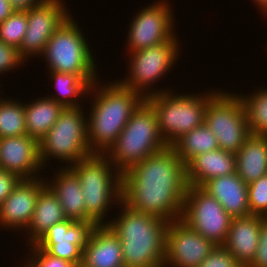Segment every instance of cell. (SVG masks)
Wrapping results in <instances>:
<instances>
[{"instance_id":"6da1fadb","label":"cell","mask_w":267,"mask_h":267,"mask_svg":"<svg viewBox=\"0 0 267 267\" xmlns=\"http://www.w3.org/2000/svg\"><path fill=\"white\" fill-rule=\"evenodd\" d=\"M188 187L186 165L166 147L122 174V201L134 210L172 222L181 219Z\"/></svg>"},{"instance_id":"7a4b0ae2","label":"cell","mask_w":267,"mask_h":267,"mask_svg":"<svg viewBox=\"0 0 267 267\" xmlns=\"http://www.w3.org/2000/svg\"><path fill=\"white\" fill-rule=\"evenodd\" d=\"M94 82L87 110L88 144L92 154H105L118 138L134 110L144 98L117 80ZM93 100V101H92ZM90 111V112H89Z\"/></svg>"},{"instance_id":"3957f363","label":"cell","mask_w":267,"mask_h":267,"mask_svg":"<svg viewBox=\"0 0 267 267\" xmlns=\"http://www.w3.org/2000/svg\"><path fill=\"white\" fill-rule=\"evenodd\" d=\"M116 209L120 213L108 219L107 226L121 241L124 267H163L169 222L134 210L122 200Z\"/></svg>"},{"instance_id":"277c9868","label":"cell","mask_w":267,"mask_h":267,"mask_svg":"<svg viewBox=\"0 0 267 267\" xmlns=\"http://www.w3.org/2000/svg\"><path fill=\"white\" fill-rule=\"evenodd\" d=\"M69 168L83 190L86 222L107 225L109 209L122 200V174L104 154H92Z\"/></svg>"},{"instance_id":"5b68a950","label":"cell","mask_w":267,"mask_h":267,"mask_svg":"<svg viewBox=\"0 0 267 267\" xmlns=\"http://www.w3.org/2000/svg\"><path fill=\"white\" fill-rule=\"evenodd\" d=\"M166 147L168 146L158 128L156 111L144 99L104 155L123 174L134 164L142 162L148 156L154 155Z\"/></svg>"},{"instance_id":"8992f818","label":"cell","mask_w":267,"mask_h":267,"mask_svg":"<svg viewBox=\"0 0 267 267\" xmlns=\"http://www.w3.org/2000/svg\"><path fill=\"white\" fill-rule=\"evenodd\" d=\"M80 28L71 14L50 37L40 57L48 71L76 74L91 86L99 78L97 58Z\"/></svg>"},{"instance_id":"52a82bcc","label":"cell","mask_w":267,"mask_h":267,"mask_svg":"<svg viewBox=\"0 0 267 267\" xmlns=\"http://www.w3.org/2000/svg\"><path fill=\"white\" fill-rule=\"evenodd\" d=\"M211 90L183 95L169 90L146 98L156 111L158 128L167 146L204 123L208 102L221 88Z\"/></svg>"},{"instance_id":"ba28073f","label":"cell","mask_w":267,"mask_h":267,"mask_svg":"<svg viewBox=\"0 0 267 267\" xmlns=\"http://www.w3.org/2000/svg\"><path fill=\"white\" fill-rule=\"evenodd\" d=\"M83 105L64 108L53 127L39 141V157L44 170L52 158L67 164L60 167L68 168L92 155Z\"/></svg>"},{"instance_id":"9c48e42d","label":"cell","mask_w":267,"mask_h":267,"mask_svg":"<svg viewBox=\"0 0 267 267\" xmlns=\"http://www.w3.org/2000/svg\"><path fill=\"white\" fill-rule=\"evenodd\" d=\"M180 41H166L160 44L127 53L128 70L123 79L117 81L126 88L132 89L144 99L151 95L171 90L155 88L159 80L173 69L181 56ZM158 81V82H157ZM154 88V89H153Z\"/></svg>"},{"instance_id":"30bf717a","label":"cell","mask_w":267,"mask_h":267,"mask_svg":"<svg viewBox=\"0 0 267 267\" xmlns=\"http://www.w3.org/2000/svg\"><path fill=\"white\" fill-rule=\"evenodd\" d=\"M204 124L216 136L219 148L233 154L251 135L242 100L223 89L208 102Z\"/></svg>"},{"instance_id":"8fae6325","label":"cell","mask_w":267,"mask_h":267,"mask_svg":"<svg viewBox=\"0 0 267 267\" xmlns=\"http://www.w3.org/2000/svg\"><path fill=\"white\" fill-rule=\"evenodd\" d=\"M232 217L201 186L188 185L181 220L216 246H224Z\"/></svg>"},{"instance_id":"7c38bea8","label":"cell","mask_w":267,"mask_h":267,"mask_svg":"<svg viewBox=\"0 0 267 267\" xmlns=\"http://www.w3.org/2000/svg\"><path fill=\"white\" fill-rule=\"evenodd\" d=\"M174 11L169 0L153 1L140 8L130 22L125 52H135L166 41H179L174 29Z\"/></svg>"},{"instance_id":"4fadbf2b","label":"cell","mask_w":267,"mask_h":267,"mask_svg":"<svg viewBox=\"0 0 267 267\" xmlns=\"http://www.w3.org/2000/svg\"><path fill=\"white\" fill-rule=\"evenodd\" d=\"M64 4V0H47L26 11L27 30L18 49L26 63L29 58H40L50 37L70 16Z\"/></svg>"},{"instance_id":"5bb4252c","label":"cell","mask_w":267,"mask_h":267,"mask_svg":"<svg viewBox=\"0 0 267 267\" xmlns=\"http://www.w3.org/2000/svg\"><path fill=\"white\" fill-rule=\"evenodd\" d=\"M96 226L94 222L67 219L49 228L34 246L80 267L83 249Z\"/></svg>"},{"instance_id":"9a60e30c","label":"cell","mask_w":267,"mask_h":267,"mask_svg":"<svg viewBox=\"0 0 267 267\" xmlns=\"http://www.w3.org/2000/svg\"><path fill=\"white\" fill-rule=\"evenodd\" d=\"M215 246L181 219L169 222L163 267H198Z\"/></svg>"},{"instance_id":"2e32d148","label":"cell","mask_w":267,"mask_h":267,"mask_svg":"<svg viewBox=\"0 0 267 267\" xmlns=\"http://www.w3.org/2000/svg\"><path fill=\"white\" fill-rule=\"evenodd\" d=\"M45 187L42 176L22 179L0 205L1 229L24 233L32 220L38 195Z\"/></svg>"},{"instance_id":"e0dca14e","label":"cell","mask_w":267,"mask_h":267,"mask_svg":"<svg viewBox=\"0 0 267 267\" xmlns=\"http://www.w3.org/2000/svg\"><path fill=\"white\" fill-rule=\"evenodd\" d=\"M0 169L14 173L21 179L44 176L40 175L45 170L40 162L39 142L27 134L0 138Z\"/></svg>"},{"instance_id":"ac0fdd59","label":"cell","mask_w":267,"mask_h":267,"mask_svg":"<svg viewBox=\"0 0 267 267\" xmlns=\"http://www.w3.org/2000/svg\"><path fill=\"white\" fill-rule=\"evenodd\" d=\"M266 217L250 214L233 218L224 247L242 267H248L257 251L260 228Z\"/></svg>"},{"instance_id":"d6986e66","label":"cell","mask_w":267,"mask_h":267,"mask_svg":"<svg viewBox=\"0 0 267 267\" xmlns=\"http://www.w3.org/2000/svg\"><path fill=\"white\" fill-rule=\"evenodd\" d=\"M232 218L250 215L248 184L237 173L212 178L201 186Z\"/></svg>"},{"instance_id":"ffe728a7","label":"cell","mask_w":267,"mask_h":267,"mask_svg":"<svg viewBox=\"0 0 267 267\" xmlns=\"http://www.w3.org/2000/svg\"><path fill=\"white\" fill-rule=\"evenodd\" d=\"M55 170L57 172L51 175V179L50 176L44 178L46 186L58 198L67 219L86 222L83 190L77 175L69 167Z\"/></svg>"},{"instance_id":"44dd1931","label":"cell","mask_w":267,"mask_h":267,"mask_svg":"<svg viewBox=\"0 0 267 267\" xmlns=\"http://www.w3.org/2000/svg\"><path fill=\"white\" fill-rule=\"evenodd\" d=\"M80 267H124L121 241L107 225L92 231Z\"/></svg>"},{"instance_id":"7402d4cb","label":"cell","mask_w":267,"mask_h":267,"mask_svg":"<svg viewBox=\"0 0 267 267\" xmlns=\"http://www.w3.org/2000/svg\"><path fill=\"white\" fill-rule=\"evenodd\" d=\"M236 173V154L217 149L200 154L186 165L188 185L202 186L208 180Z\"/></svg>"},{"instance_id":"603a6c76","label":"cell","mask_w":267,"mask_h":267,"mask_svg":"<svg viewBox=\"0 0 267 267\" xmlns=\"http://www.w3.org/2000/svg\"><path fill=\"white\" fill-rule=\"evenodd\" d=\"M67 220L58 198L46 186L38 195L32 220L24 231L26 248L34 245L54 224ZM28 239V240H27Z\"/></svg>"},{"instance_id":"cb8c5ba5","label":"cell","mask_w":267,"mask_h":267,"mask_svg":"<svg viewBox=\"0 0 267 267\" xmlns=\"http://www.w3.org/2000/svg\"><path fill=\"white\" fill-rule=\"evenodd\" d=\"M236 173L246 184L267 174V135L246 139L236 153Z\"/></svg>"},{"instance_id":"d4e9b609","label":"cell","mask_w":267,"mask_h":267,"mask_svg":"<svg viewBox=\"0 0 267 267\" xmlns=\"http://www.w3.org/2000/svg\"><path fill=\"white\" fill-rule=\"evenodd\" d=\"M38 97L24 102V113L27 135L39 142L56 123L64 107L47 96Z\"/></svg>"},{"instance_id":"484cf974","label":"cell","mask_w":267,"mask_h":267,"mask_svg":"<svg viewBox=\"0 0 267 267\" xmlns=\"http://www.w3.org/2000/svg\"><path fill=\"white\" fill-rule=\"evenodd\" d=\"M170 147L185 165L200 154L219 149L216 136L204 123L181 136Z\"/></svg>"},{"instance_id":"4316f807","label":"cell","mask_w":267,"mask_h":267,"mask_svg":"<svg viewBox=\"0 0 267 267\" xmlns=\"http://www.w3.org/2000/svg\"><path fill=\"white\" fill-rule=\"evenodd\" d=\"M48 72V77L50 76L49 79L53 82L55 94H48L47 97L61 104L64 108L81 106V98L84 99L88 96L90 85L76 74Z\"/></svg>"},{"instance_id":"83f0119b","label":"cell","mask_w":267,"mask_h":267,"mask_svg":"<svg viewBox=\"0 0 267 267\" xmlns=\"http://www.w3.org/2000/svg\"><path fill=\"white\" fill-rule=\"evenodd\" d=\"M247 94L237 95L246 109L250 133L253 135H267V86L259 87L254 92L249 91Z\"/></svg>"},{"instance_id":"f1b7e54d","label":"cell","mask_w":267,"mask_h":267,"mask_svg":"<svg viewBox=\"0 0 267 267\" xmlns=\"http://www.w3.org/2000/svg\"><path fill=\"white\" fill-rule=\"evenodd\" d=\"M0 94V138L26 135L24 101Z\"/></svg>"},{"instance_id":"f546056e","label":"cell","mask_w":267,"mask_h":267,"mask_svg":"<svg viewBox=\"0 0 267 267\" xmlns=\"http://www.w3.org/2000/svg\"><path fill=\"white\" fill-rule=\"evenodd\" d=\"M27 24L26 11H15L4 22L0 23V40L19 49L27 30Z\"/></svg>"},{"instance_id":"4dcf8cb0","label":"cell","mask_w":267,"mask_h":267,"mask_svg":"<svg viewBox=\"0 0 267 267\" xmlns=\"http://www.w3.org/2000/svg\"><path fill=\"white\" fill-rule=\"evenodd\" d=\"M250 214L267 217V174L248 184Z\"/></svg>"},{"instance_id":"1f68e13d","label":"cell","mask_w":267,"mask_h":267,"mask_svg":"<svg viewBox=\"0 0 267 267\" xmlns=\"http://www.w3.org/2000/svg\"><path fill=\"white\" fill-rule=\"evenodd\" d=\"M28 248L30 255L26 254V257L22 258L24 259L22 267H74L68 261L54 257L34 245H30Z\"/></svg>"},{"instance_id":"d6a6232c","label":"cell","mask_w":267,"mask_h":267,"mask_svg":"<svg viewBox=\"0 0 267 267\" xmlns=\"http://www.w3.org/2000/svg\"><path fill=\"white\" fill-rule=\"evenodd\" d=\"M26 61L19 55L18 49L5 44L0 40V76L25 65ZM1 78V77H0Z\"/></svg>"},{"instance_id":"836d02e7","label":"cell","mask_w":267,"mask_h":267,"mask_svg":"<svg viewBox=\"0 0 267 267\" xmlns=\"http://www.w3.org/2000/svg\"><path fill=\"white\" fill-rule=\"evenodd\" d=\"M198 267H242L224 246H215Z\"/></svg>"},{"instance_id":"e575fe53","label":"cell","mask_w":267,"mask_h":267,"mask_svg":"<svg viewBox=\"0 0 267 267\" xmlns=\"http://www.w3.org/2000/svg\"><path fill=\"white\" fill-rule=\"evenodd\" d=\"M258 242L256 255L248 267H267V219L261 225Z\"/></svg>"},{"instance_id":"d590c367","label":"cell","mask_w":267,"mask_h":267,"mask_svg":"<svg viewBox=\"0 0 267 267\" xmlns=\"http://www.w3.org/2000/svg\"><path fill=\"white\" fill-rule=\"evenodd\" d=\"M22 179L14 173L0 169V205L11 194Z\"/></svg>"},{"instance_id":"8d00e7d4","label":"cell","mask_w":267,"mask_h":267,"mask_svg":"<svg viewBox=\"0 0 267 267\" xmlns=\"http://www.w3.org/2000/svg\"><path fill=\"white\" fill-rule=\"evenodd\" d=\"M47 0H9L15 11H27Z\"/></svg>"},{"instance_id":"74e56055","label":"cell","mask_w":267,"mask_h":267,"mask_svg":"<svg viewBox=\"0 0 267 267\" xmlns=\"http://www.w3.org/2000/svg\"><path fill=\"white\" fill-rule=\"evenodd\" d=\"M15 12L9 0H0V23Z\"/></svg>"},{"instance_id":"f35d334b","label":"cell","mask_w":267,"mask_h":267,"mask_svg":"<svg viewBox=\"0 0 267 267\" xmlns=\"http://www.w3.org/2000/svg\"><path fill=\"white\" fill-rule=\"evenodd\" d=\"M253 2L256 4L257 9L261 10L262 15L267 12V0H253Z\"/></svg>"}]
</instances>
